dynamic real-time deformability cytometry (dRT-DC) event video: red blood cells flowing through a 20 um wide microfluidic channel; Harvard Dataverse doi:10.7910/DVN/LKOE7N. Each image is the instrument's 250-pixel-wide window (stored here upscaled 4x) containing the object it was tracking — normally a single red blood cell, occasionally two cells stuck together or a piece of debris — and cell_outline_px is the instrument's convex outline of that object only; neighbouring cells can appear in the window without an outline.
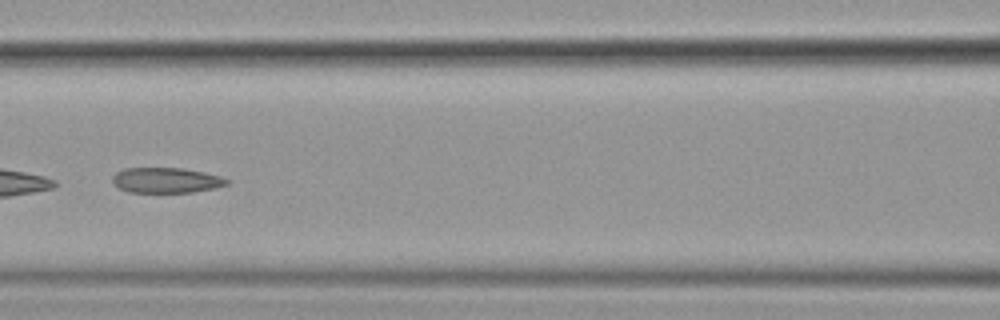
{"species": "common noctule bat (a hibernating species)", "species_latin": "Nyctalus noctula", "temperature_condition": "cold", "stored_images_in_passage": 57, "camera_frame_rate_fps": 3000, "um_per_image_px": 0.085, "animal": {"sex": "female", "body_mass_g": 19.9}, "frame": {"image": 1, "passage_image": 27, "time_ms": 8.667, "image_size_px": [1000, 320], "cell_outline_px": [[228, 184], [216, 188], [192, 192], [128, 192], [112, 184], [112, 176], [116, 172], [124, 168], [180, 168], [204, 172], [220, 176], [228, 180]], "centroid_in_image_um": [14.09, 15.32], "position_along_channel_um": 152.5, "area_um2": 16.88}}
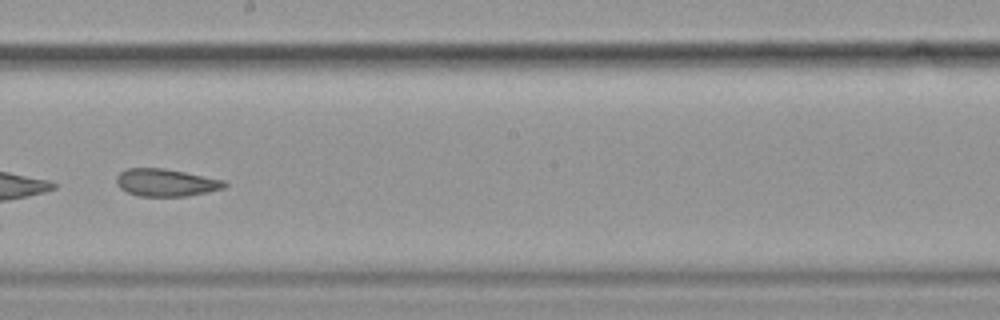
{"frame": {"image": 2, "passage_image": 34, "time_ms": 11.0, "image_size_px": [1000, 320], "cell_outline_px": [[228, 184], [224, 188], [208, 192], [188, 196], [136, 196], [120, 188], [116, 184], [116, 176], [120, 172], [128, 168], [164, 168], [224, 180]], "centroid_in_image_um": [14.09, 15.52], "position_along_channel_um": 234.1, "area_um2": 17.34}}
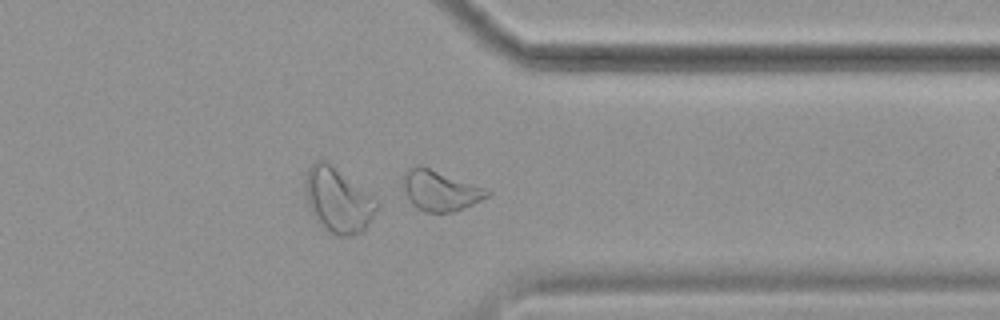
{"frame": {"image": 3, "passage_image": 46, "time_ms": 15.0, "image_size_px": [1000, 320], "cell_outline_px": [[492, 196], [456, 212], [424, 212], [416, 208], [412, 204], [400, 184], [400, 180], [404, 172], [416, 164], [420, 164], [488, 188], [492, 192]], "centroid_in_image_um": [37.43, 16.18], "position_along_channel_um": 374.0, "area_um2": 20.63}}